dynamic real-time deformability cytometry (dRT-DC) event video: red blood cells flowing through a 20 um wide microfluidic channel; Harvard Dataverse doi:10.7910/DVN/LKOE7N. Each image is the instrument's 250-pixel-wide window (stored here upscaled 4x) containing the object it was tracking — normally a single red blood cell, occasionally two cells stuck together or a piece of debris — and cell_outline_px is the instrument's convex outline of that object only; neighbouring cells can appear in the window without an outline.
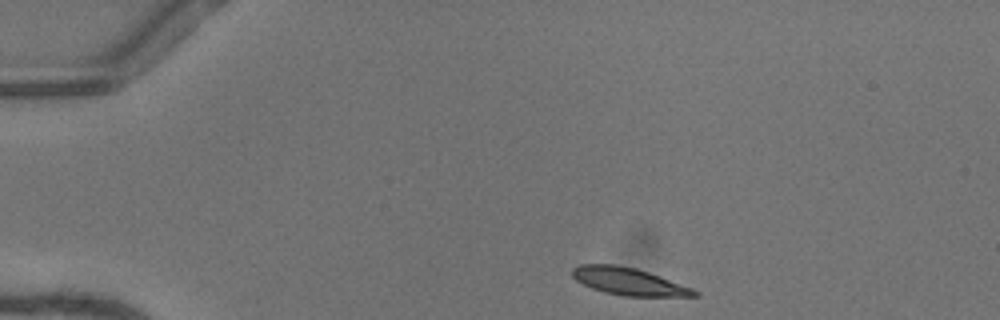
{"species": "common noctule bat (a hibernating species)", "species_latin": "Nyctalus noctula", "temperature_condition": "warm", "stored_images_in_passage": 42, "camera_frame_rate_fps": 3000, "um_per_image_px": 0.085, "animal": {"sex": "female"}, "frame": {"image": 1, "passage_image": 1, "time_ms": 0.0, "image_size_px": [1000, 320], "cell_outline_px": [[700, 296], [620, 296], [604, 292], [592, 288], [576, 280], [572, 276], [572, 268], [580, 264], [612, 264], [636, 268], [648, 272], [692, 288], [700, 292]], "centroid_in_image_um": [53.43, 23.92], "position_along_channel_um": 31.6, "area_um2": 19.36}}
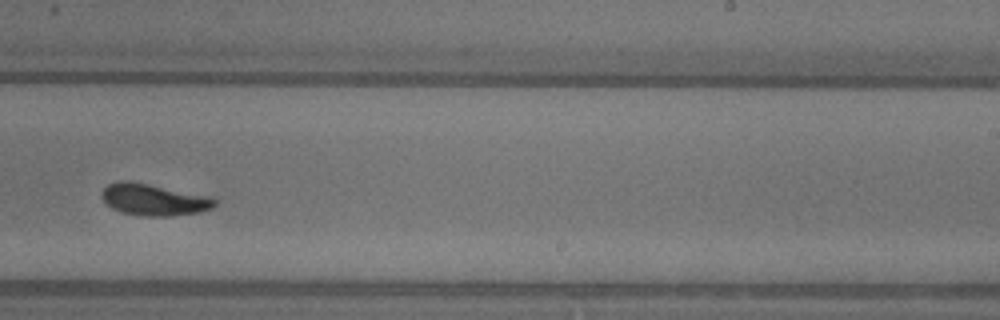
{"frame": {"image": 2, "passage_image": 24, "time_ms": 7.667, "image_size_px": [1000, 320], "cell_outline_px": [[216, 204], [212, 208], [200, 212], [168, 216], [144, 216], [120, 212], [104, 204], [100, 196], [100, 192], [108, 184], [120, 180], [124, 180], [148, 184], [208, 196], [216, 200]], "centroid_in_image_um": [13.0, 16.98], "position_along_channel_um": 276.0, "area_um2": 20.81}}
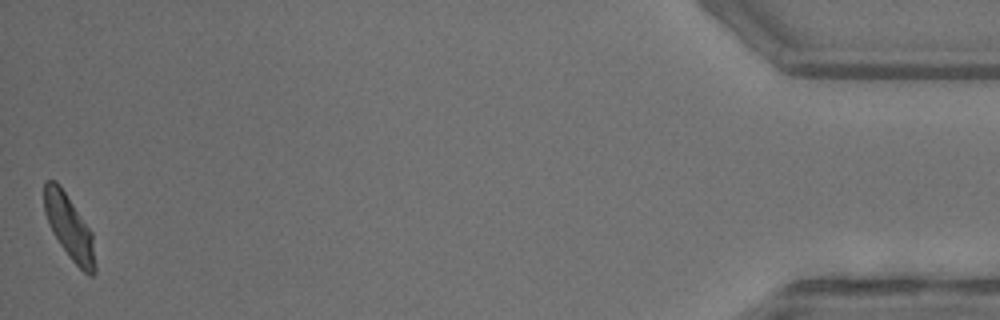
{"frame": {"image": 3, "passage_image": 42, "time_ms": 13.667, "image_size_px": [1000, 320], "cell_outline_px": [[96, 272], [92, 276], [88, 276], [68, 256], [52, 232], [48, 224], [44, 212], [44, 180], [56, 180], [60, 184], [92, 232], [96, 264]], "centroid_in_image_um": [5.89, 19.31], "position_along_channel_um": 429.3, "area_um2": 19.31}, "authors_computed_cell_mechanics": {"area_um2": 20.2011, "velocity_mm_per_s": 4.0789, "shape_relaxation_time_tau1_ms": 3.3182, "shape_relaxation_time_tau2_ms": 2.6437, "deformation_change_tau1": 0.1425, "deformation_change_tau2": 0.0825}}